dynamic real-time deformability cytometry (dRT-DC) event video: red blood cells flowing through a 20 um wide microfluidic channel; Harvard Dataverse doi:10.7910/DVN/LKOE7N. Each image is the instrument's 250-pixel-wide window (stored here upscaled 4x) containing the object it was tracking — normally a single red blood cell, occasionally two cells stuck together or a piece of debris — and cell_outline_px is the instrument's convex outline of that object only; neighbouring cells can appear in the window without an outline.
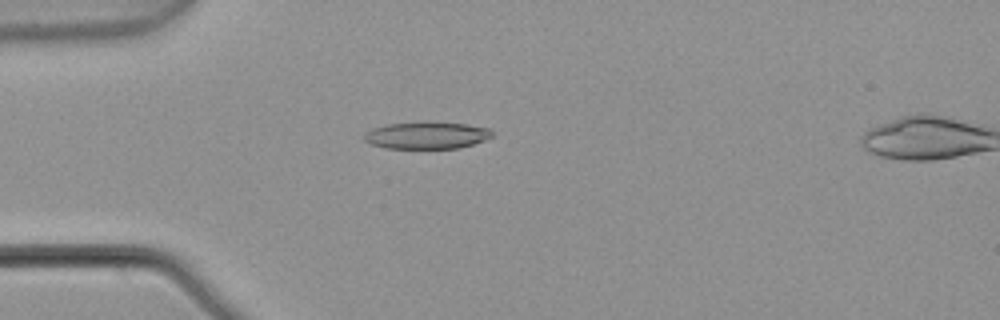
{"species": "common noctule bat (a hibernating species)", "species_latin": "Nyctalus noctula", "temperature_condition": "warm", "stored_images_in_passage": 5, "camera_frame_rate_fps": 3000, "um_per_image_px": 0.085, "animal": {"sex": "male", "body_mass_g": 21.5, "forearm_length_mm": 52.0}, "frame": {"image": 1, "passage_image": 4, "time_ms": 1.0, "image_size_px": [1000, 320], "cell_outline_px": [[492, 136], [484, 140], [460, 148], [384, 148], [372, 144], [364, 140], [364, 132], [372, 128], [388, 124], [468, 124], [488, 128], [492, 132]], "centroid_in_image_um": [36.24, 11.54], "position_along_channel_um": 48.8, "area_um2": 19.36}}